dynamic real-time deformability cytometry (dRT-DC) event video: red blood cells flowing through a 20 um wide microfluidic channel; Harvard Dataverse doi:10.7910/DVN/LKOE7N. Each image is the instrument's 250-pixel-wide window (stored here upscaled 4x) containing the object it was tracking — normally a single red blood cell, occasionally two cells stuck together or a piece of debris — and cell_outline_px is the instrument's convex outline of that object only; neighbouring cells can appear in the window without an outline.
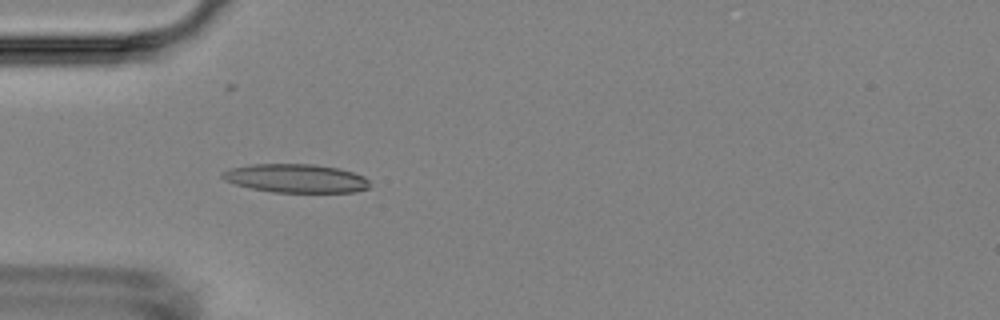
{"species": "Egyptian fruit bat (a non-hibernating species)", "species_latin": "Rousettus aegyptiacus", "temperature_condition": "room temperature", "stored_images_in_passage": 3, "camera_frame_rate_fps": 3000, "um_per_image_px": 0.085, "animal": {"sex": "female"}, "frame": {"image": 1, "passage_image": 3, "time_ms": 3.333, "image_size_px": [1000, 320], "cell_outline_px": [[372, 188], [356, 192], [272, 192], [252, 188], [236, 184], [224, 180], [220, 176], [220, 172], [232, 168], [252, 164], [312, 164], [340, 168], [364, 176], [368, 180]], "centroid_in_image_um": [25.18, 15.16], "position_along_channel_um": 59.8, "area_um2": 24.68}}